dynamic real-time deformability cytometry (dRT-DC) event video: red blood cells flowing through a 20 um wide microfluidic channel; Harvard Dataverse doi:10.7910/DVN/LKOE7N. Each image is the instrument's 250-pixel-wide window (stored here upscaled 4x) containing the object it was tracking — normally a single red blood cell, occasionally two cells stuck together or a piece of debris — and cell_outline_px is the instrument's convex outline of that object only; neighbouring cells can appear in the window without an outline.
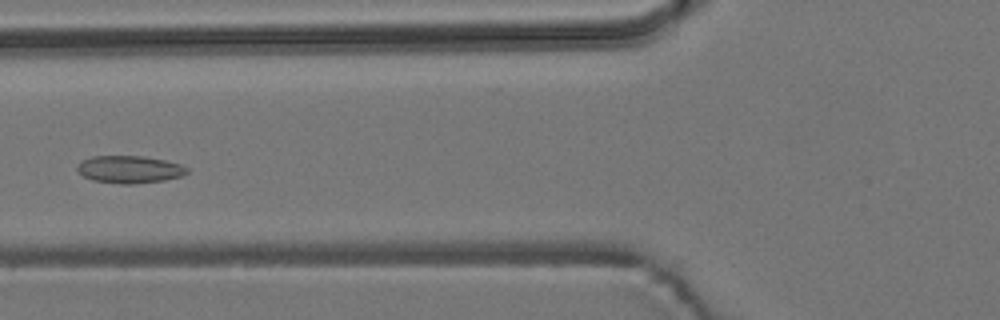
{"species": "common noctule bat (a hibernating species)", "species_latin": "Nyctalus noctula", "temperature_condition": "room temperature", "stored_images_in_passage": 6, "camera_frame_rate_fps": 3000, "um_per_image_px": 0.085, "animal": {"sex": "male", "body_mass_g": 19.2, "forearm_length_mm": 51.8}, "frame": {"image": 1, "passage_image": 6, "time_ms": 6.667, "image_size_px": [1000, 320], "cell_outline_px": [[188, 172], [184, 176], [164, 180], [132, 184], [120, 184], [92, 180], [84, 176], [76, 168], [76, 164], [80, 160], [92, 156], [144, 156], [164, 160], [180, 164], [188, 168]], "centroid_in_image_um": [10.99, 14.39], "position_along_channel_um": 114.8, "area_um2": 17.69}}